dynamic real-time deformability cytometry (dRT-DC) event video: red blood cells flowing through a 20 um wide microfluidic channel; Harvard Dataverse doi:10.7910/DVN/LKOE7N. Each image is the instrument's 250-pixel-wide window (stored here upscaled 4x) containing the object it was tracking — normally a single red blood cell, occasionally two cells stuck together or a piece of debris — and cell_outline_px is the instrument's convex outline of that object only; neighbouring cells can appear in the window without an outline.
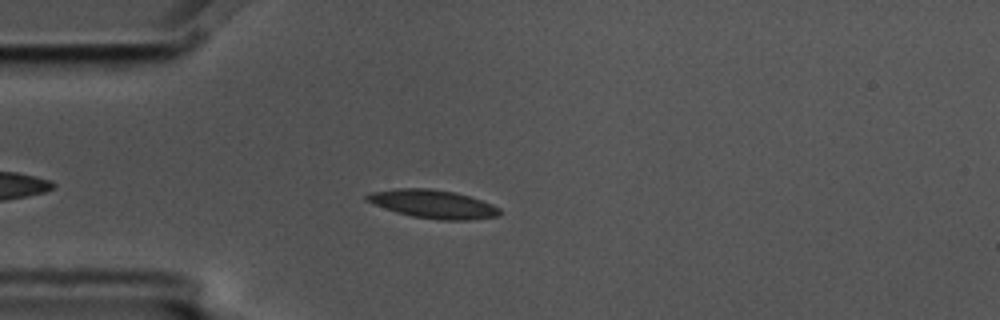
{"species": "common noctule bat (a hibernating species)", "species_latin": "Nyctalus noctula", "temperature_condition": "cold", "stored_images_in_passage": 8, "camera_frame_rate_fps": 3000, "um_per_image_px": 0.085, "animal": {"sex": "male", "body_mass_g": 17.5, "forearm_length_mm": 52.3}, "frame": {"image": 1, "passage_image": 5, "time_ms": 1.333, "image_size_px": [1000, 320], "cell_outline_px": [[500, 216], [468, 220], [440, 220], [412, 216], [396, 212], [384, 208], [364, 200], [364, 196], [368, 192], [396, 188], [428, 188], [452, 192], [468, 196], [492, 204], [500, 208]], "centroid_in_image_um": [36.76, 17.34], "position_along_channel_um": 48.2, "area_um2": 21.96}}